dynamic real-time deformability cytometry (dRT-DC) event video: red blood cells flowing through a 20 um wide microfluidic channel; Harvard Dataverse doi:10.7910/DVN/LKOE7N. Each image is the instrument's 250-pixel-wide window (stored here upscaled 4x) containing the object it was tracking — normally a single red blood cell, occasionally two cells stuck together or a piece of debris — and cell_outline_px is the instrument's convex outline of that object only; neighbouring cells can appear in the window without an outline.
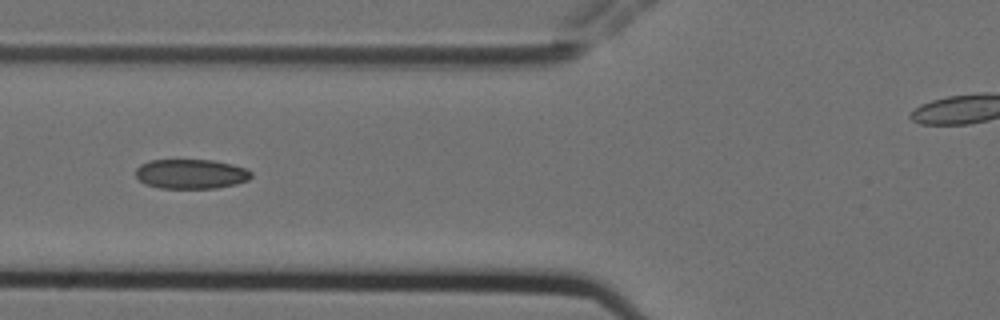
{"species": "Egyptian fruit bat (a non-hibernating species)", "species_latin": "Rousettus aegyptiacus", "temperature_condition": "cold", "stored_images_in_passage": 8, "camera_frame_rate_fps": 3000, "um_per_image_px": 0.085, "animal": {"sex": "female"}, "frame": {"image": 1, "passage_image": 3, "time_ms": 0.667, "image_size_px": [1000, 320], "cell_outline_px": [[252, 176], [248, 180], [236, 184], [216, 188], [160, 188], [144, 184], [136, 176], [136, 168], [140, 164], [148, 160], [212, 160], [232, 164], [244, 168], [252, 172]], "centroid_in_image_um": [16.22, 14.78], "position_along_channel_um": 109.6, "area_um2": 20.0}}
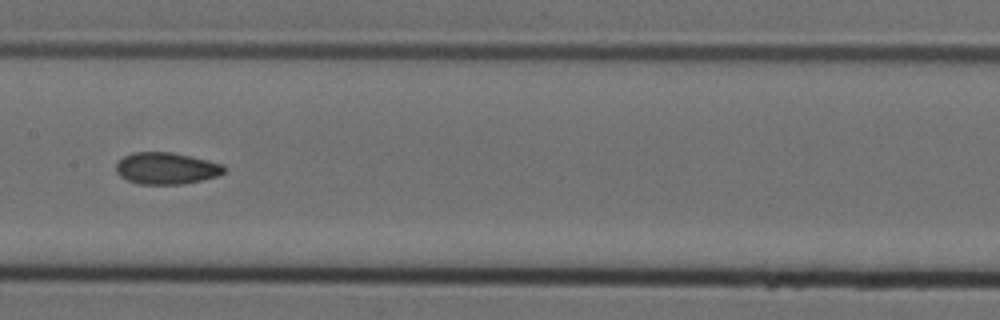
{"frame": {"image": 2, "passage_image": 5, "time_ms": 1.333, "image_size_px": [1000, 320], "cell_outline_px": [[224, 172], [216, 176], [184, 184], [136, 184], [120, 176], [116, 172], [116, 164], [124, 156], [132, 152], [172, 152], [224, 164]], "centroid_in_image_um": [14.11, 14.31], "position_along_channel_um": 193.3, "area_um2": 19.88}}
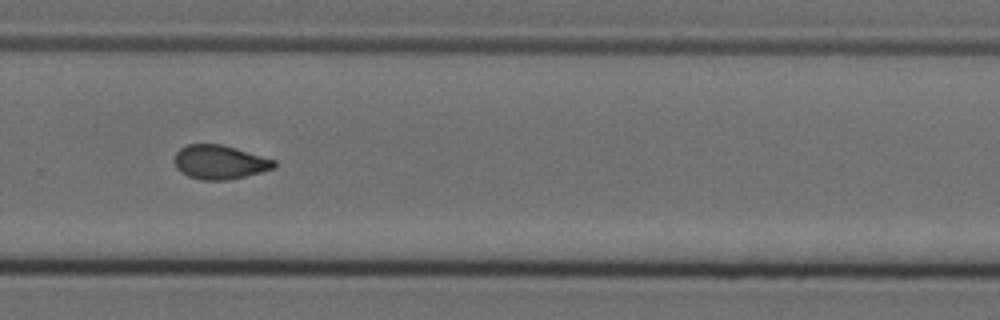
{"frame": {"image": 3, "passage_image": 8, "time_ms": 2.333, "image_size_px": [1000, 320], "cell_outline_px": [[276, 168], [228, 180], [200, 180], [188, 176], [180, 172], [176, 168], [172, 160], [176, 152], [180, 148], [188, 144], [220, 144], [236, 148], [276, 160]], "centroid_in_image_um": [18.64, 13.78], "position_along_channel_um": 311.2, "area_um2": 19.94}}